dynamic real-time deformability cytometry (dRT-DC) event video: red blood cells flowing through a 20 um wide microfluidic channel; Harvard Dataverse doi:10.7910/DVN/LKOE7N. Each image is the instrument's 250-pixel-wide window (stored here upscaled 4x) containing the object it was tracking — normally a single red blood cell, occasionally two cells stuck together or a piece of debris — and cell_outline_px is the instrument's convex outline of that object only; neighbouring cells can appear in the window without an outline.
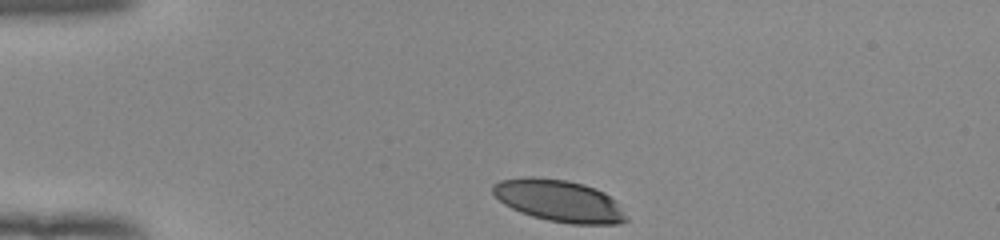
{"species": "human", "species_latin": "Homo sapiens", "temperature_condition": "room temperature", "stored_images_in_passage": 34, "camera_frame_rate_fps": 3000, "um_per_image_px": 0.085, "donor": {"sex": "female"}, "frame": {"image": 1, "passage_image": 1, "time_ms": 0.0, "image_size_px": [1000, 240], "cell_outline_px": [[628, 220], [616, 224], [572, 224], [548, 220], [532, 216], [520, 212], [504, 204], [492, 192], [492, 184], [500, 180], [524, 176], [536, 176], [564, 180], [584, 184], [596, 188], [604, 192], [616, 200], [628, 216]], "centroid_in_image_um": [47.54, 17.06], "position_along_channel_um": 37.5, "area_um2": 32.83}}
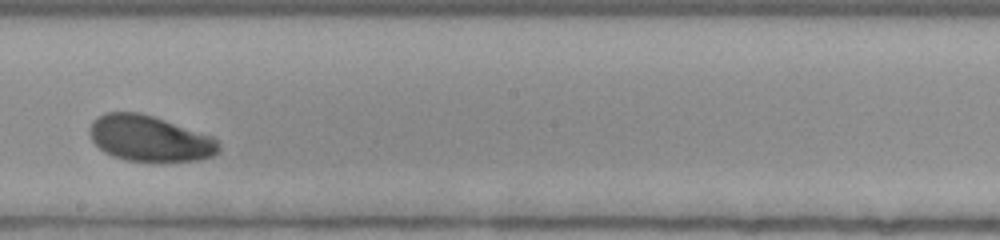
{"frame": {"image": 2, "passage_image": 20, "time_ms": 6.333, "image_size_px": [1000, 240], "cell_outline_px": [[220, 152], [212, 156], [200, 160], [124, 160], [112, 156], [104, 152], [92, 140], [88, 132], [88, 128], [92, 120], [104, 112], [136, 112], [152, 116], [212, 136], [220, 144]], "centroid_in_image_um": [12.68, 11.76], "position_along_channel_um": 235.5, "area_um2": 34.22}}
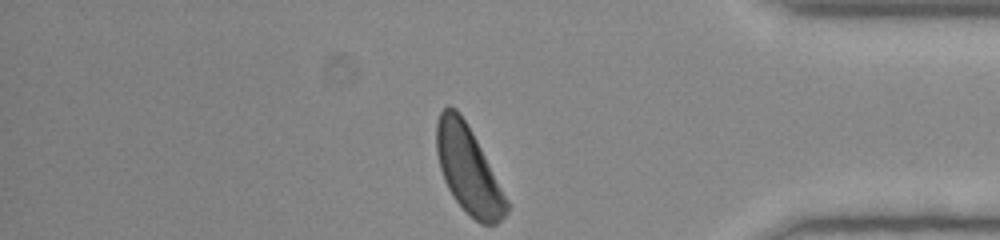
{"frame": {"image": 3, "passage_image": 34, "time_ms": 11.0, "image_size_px": [1000, 240], "cell_outline_px": [[512, 204], [508, 212], [496, 224], [480, 224], [452, 196], [444, 180], [440, 168], [436, 152], [436, 124], [440, 112], [448, 104], [456, 108], [460, 112], [472, 132]], "centroid_in_image_um": [39.83, 14.41], "position_along_channel_um": 395.4, "area_um2": 35.72}, "authors_computed_cell_mechanics": {"area_um2": 35.2291, "velocity_mm_per_s": 3.9067, "shape_relaxation_time_tau1_ms": 2.0178, "shape_relaxation_time_tau2_ms": null, "deformation_change_tau1": 0.1231, "deformation_change_tau2": null}}